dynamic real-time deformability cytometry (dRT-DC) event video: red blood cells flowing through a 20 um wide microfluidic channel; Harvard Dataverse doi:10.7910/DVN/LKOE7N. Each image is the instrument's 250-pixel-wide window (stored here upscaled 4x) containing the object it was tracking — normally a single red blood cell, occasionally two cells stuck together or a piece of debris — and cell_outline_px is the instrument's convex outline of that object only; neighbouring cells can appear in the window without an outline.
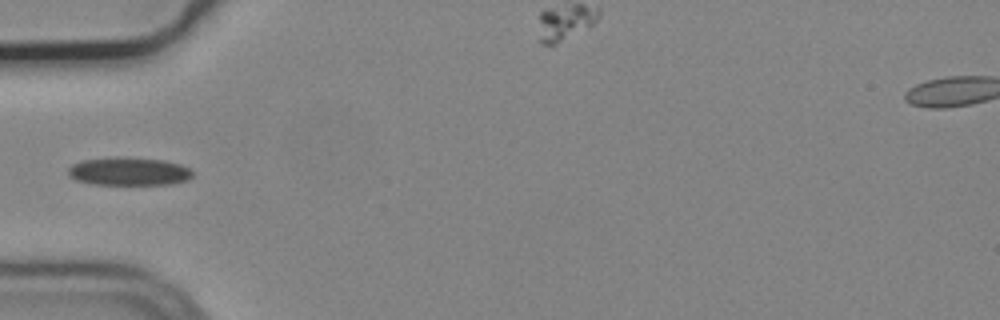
{"species": "common noctule bat (a hibernating species)", "species_latin": "Nyctalus noctula", "temperature_condition": "cold", "stored_images_in_passage": 33, "camera_frame_rate_fps": 3000, "um_per_image_px": 0.085, "animal": {"sex": "male", "body_mass_g": 19.2, "forearm_length_mm": 51.8}, "frame": {"image": 1, "passage_image": 1, "time_ms": 0.0, "image_size_px": [1000, 320], "cell_outline_px": [[192, 176], [188, 180], [168, 184], [92, 184], [76, 180], [68, 176], [68, 168], [72, 164], [80, 160], [112, 156], [124, 156], [164, 160], [180, 164], [188, 168], [192, 172]], "centroid_in_image_um": [10.9, 14.54], "position_along_channel_um": 74.1, "area_um2": 20.69}}
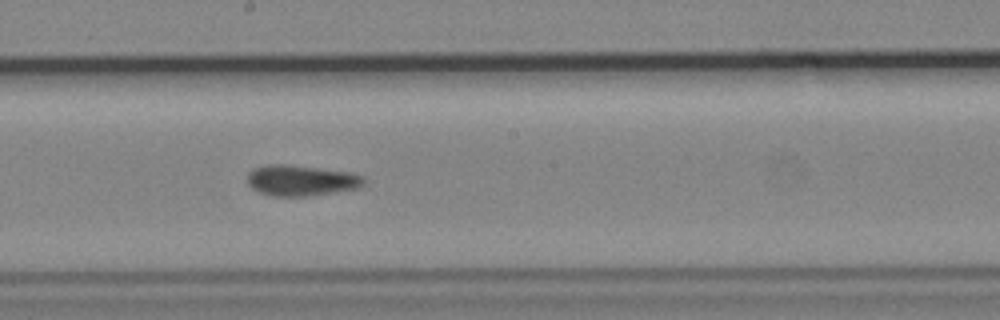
{"frame": {"image": 2, "passage_image": 13, "time_ms": 4.0, "image_size_px": [1000, 320], "cell_outline_px": [[368, 180], [360, 188], [304, 196], [272, 196], [260, 192], [252, 188], [248, 184], [248, 172], [252, 168], [264, 164], [288, 164], [352, 172], [364, 176]], "centroid_in_image_um": [25.62, 15.32], "position_along_channel_um": 222.6, "area_um2": 21.15}}
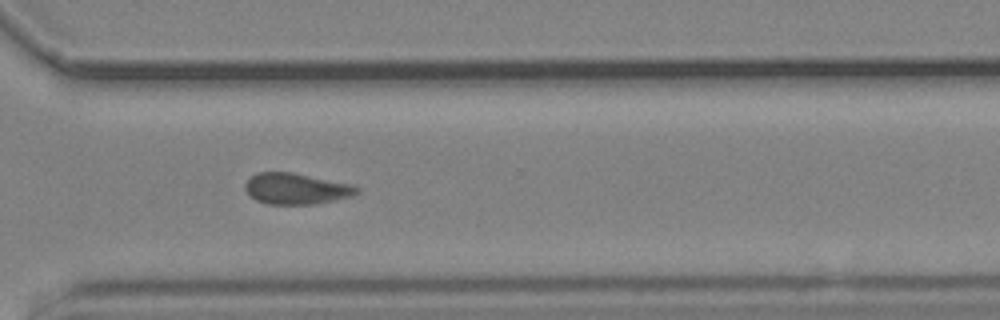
{"frame": {"image": 3, "passage_image": 23, "time_ms": 7.333, "image_size_px": [1000, 320], "cell_outline_px": [[360, 192], [352, 196], [312, 204], [268, 204], [256, 200], [244, 188], [244, 184], [256, 172], [292, 172], [352, 184], [360, 188]], "centroid_in_image_um": [25.19, 16.03], "position_along_channel_um": 345.4, "area_um2": 20.11}}